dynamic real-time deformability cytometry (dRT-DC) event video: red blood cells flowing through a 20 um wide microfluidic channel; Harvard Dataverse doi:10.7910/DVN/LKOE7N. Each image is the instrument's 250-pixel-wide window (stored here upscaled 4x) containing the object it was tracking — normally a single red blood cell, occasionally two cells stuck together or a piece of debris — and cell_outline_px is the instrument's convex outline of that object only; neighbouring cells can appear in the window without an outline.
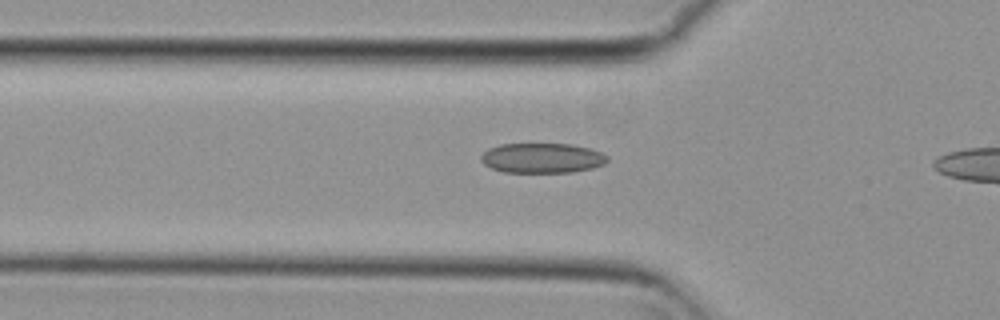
{"species": "common noctule bat (a hibernating species)", "species_latin": "Nyctalus noctula", "temperature_condition": "cold", "stored_images_in_passage": 36, "camera_frame_rate_fps": 3000, "um_per_image_px": 0.085, "animal": {"sex": "female", "body_mass_g": 29.2, "forearm_length_mm": 56.3}, "frame": {"image": 1, "passage_image": 11, "time_ms": 3.333, "image_size_px": [1000, 320], "cell_outline_px": [[608, 160], [604, 164], [592, 168], [572, 172], [504, 172], [492, 168], [484, 164], [480, 160], [480, 156], [488, 148], [500, 144], [572, 144], [592, 148], [608, 156]], "centroid_in_image_um": [46.08, 13.43], "position_along_channel_um": 79.7, "area_um2": 22.14}}
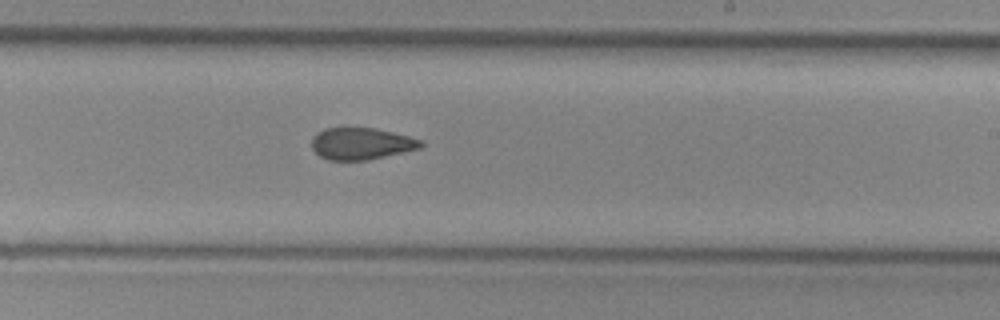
{"frame": {"image": 2, "passage_image": 25, "time_ms": 8.0, "image_size_px": [1000, 320], "cell_outline_px": [[424, 144], [420, 148], [368, 160], [328, 160], [320, 156], [312, 148], [312, 136], [316, 132], [324, 128], [376, 128], [408, 136], [420, 140]], "centroid_in_image_um": [30.67, 12.2], "position_along_channel_um": 258.3, "area_um2": 20.17}}
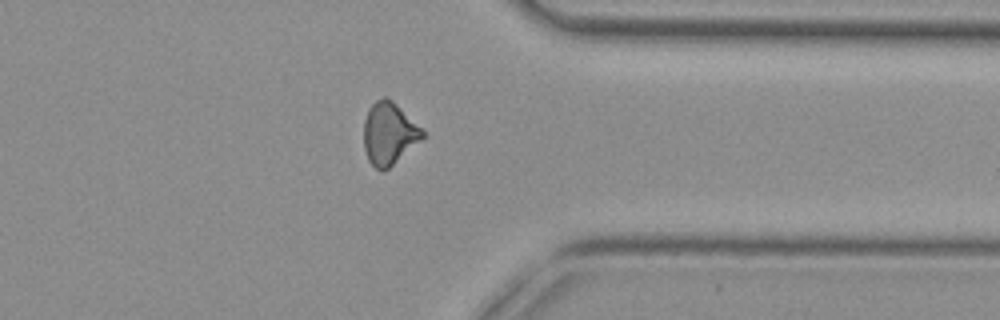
{"frame": {"image": 3, "passage_image": 35, "time_ms": 11.333, "image_size_px": [1000, 320], "cell_outline_px": [[424, 136], [420, 140], [388, 168], [380, 172], [368, 160], [364, 148], [364, 120], [368, 108], [376, 100], [384, 96], [388, 96], [424, 132]], "centroid_in_image_um": [33.01, 11.33], "position_along_channel_um": 378.4, "area_um2": 20.87}}